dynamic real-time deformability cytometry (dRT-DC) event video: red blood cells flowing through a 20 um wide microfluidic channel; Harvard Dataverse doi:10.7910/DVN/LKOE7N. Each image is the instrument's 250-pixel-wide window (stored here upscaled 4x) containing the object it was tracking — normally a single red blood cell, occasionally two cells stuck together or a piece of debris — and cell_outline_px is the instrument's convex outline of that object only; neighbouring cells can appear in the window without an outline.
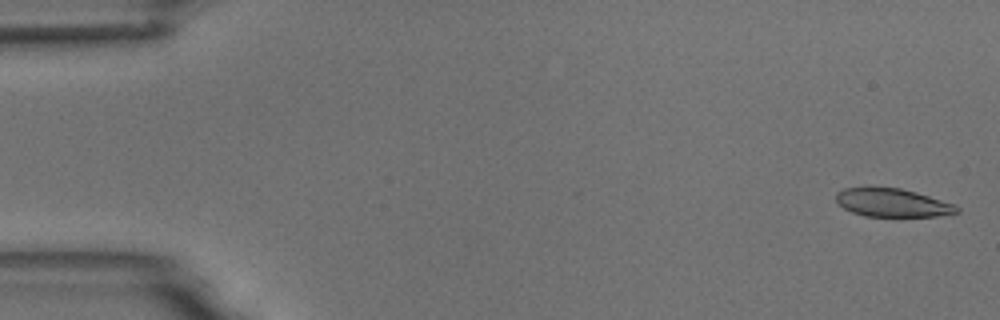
{"species": "common noctule bat (a hibernating species)", "species_latin": "Nyctalus noctula", "temperature_condition": "room temperature", "stored_images_in_passage": 6, "camera_frame_rate_fps": 3000, "um_per_image_px": 0.085, "animal": {"sex": "male", "body_mass_g": 18.8}, "frame": {"image": 1, "passage_image": 1, "time_ms": 0.0, "image_size_px": [1000, 320], "cell_outline_px": [[960, 212], [936, 216], [864, 216], [852, 212], [836, 204], [836, 192], [844, 188], [864, 184], [900, 188], [916, 192], [956, 204], [960, 208]], "centroid_in_image_um": [75.79, 17.18], "position_along_channel_um": 9.2, "area_um2": 20.69}}
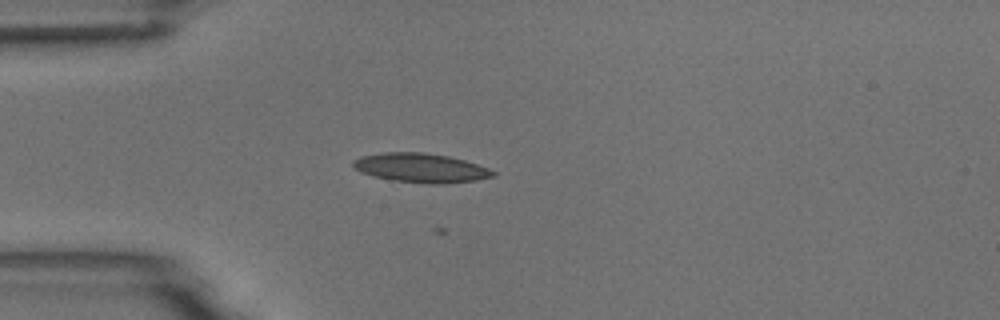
{"frame": {"image": 2, "passage_image": 4, "time_ms": 4.333, "image_size_px": [1000, 320], "cell_outline_px": [[496, 176], [476, 180], [444, 184], [428, 184], [396, 180], [372, 176], [360, 172], [352, 164], [352, 160], [360, 156], [384, 152], [424, 152], [448, 156], [464, 160], [488, 168], [496, 172]], "centroid_in_image_um": [35.77, 14.27], "position_along_channel_um": 49.2, "area_um2": 23.81}}